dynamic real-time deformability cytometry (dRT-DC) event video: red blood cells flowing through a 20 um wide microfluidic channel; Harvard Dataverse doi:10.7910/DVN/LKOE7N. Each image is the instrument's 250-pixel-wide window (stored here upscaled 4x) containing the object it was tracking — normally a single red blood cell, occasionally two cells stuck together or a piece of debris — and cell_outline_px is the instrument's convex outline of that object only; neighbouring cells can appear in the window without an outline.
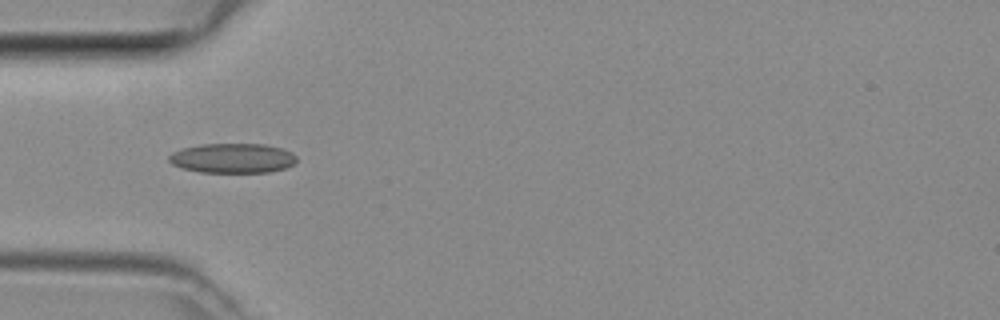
{"species": "common noctule bat (a hibernating species)", "species_latin": "Nyctalus noctula", "temperature_condition": "room temperature", "stored_images_in_passage": 1, "camera_frame_rate_fps": 3000, "um_per_image_px": 0.085, "animal": {"sex": "female", "body_mass_g": 29.2, "forearm_length_mm": 56.3}, "frame": {"image": 1, "passage_image": 1, "time_ms": 0.0, "image_size_px": [1000, 320], "cell_outline_px": [[296, 160], [292, 164], [284, 168], [268, 172], [200, 172], [184, 168], [172, 164], [168, 160], [168, 156], [172, 152], [184, 148], [200, 144], [264, 144], [284, 148], [292, 152], [296, 156]], "centroid_in_image_um": [19.77, 13.43], "position_along_channel_um": 65.2, "area_um2": 22.02}}